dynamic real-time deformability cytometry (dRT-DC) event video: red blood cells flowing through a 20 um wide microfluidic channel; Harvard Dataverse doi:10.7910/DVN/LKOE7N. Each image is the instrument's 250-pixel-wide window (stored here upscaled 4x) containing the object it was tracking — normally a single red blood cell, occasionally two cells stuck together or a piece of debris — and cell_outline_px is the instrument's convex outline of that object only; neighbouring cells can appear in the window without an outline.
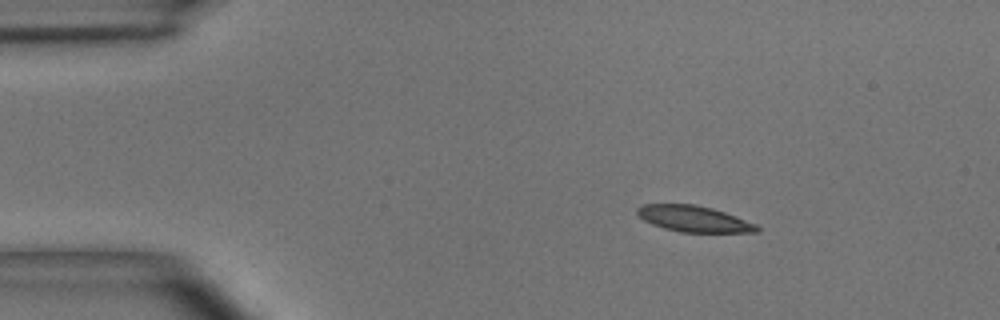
{"species": "common noctule bat (a hibernating species)", "species_latin": "Nyctalus noctula", "temperature_condition": "room temperature", "stored_images_in_passage": 42, "camera_frame_rate_fps": 3000, "um_per_image_px": 0.085, "animal": {"sex": "male", "body_mass_g": 15.6}, "frame": {"image": 1, "passage_image": 1, "time_ms": 0.0, "image_size_px": [1000, 320], "cell_outline_px": [[760, 232], [680, 232], [664, 228], [652, 224], [644, 220], [636, 212], [636, 208], [644, 204], [696, 204], [712, 208], [736, 216], [756, 224], [760, 228]], "centroid_in_image_um": [58.98, 18.6], "position_along_channel_um": 26.0, "area_um2": 18.15}}
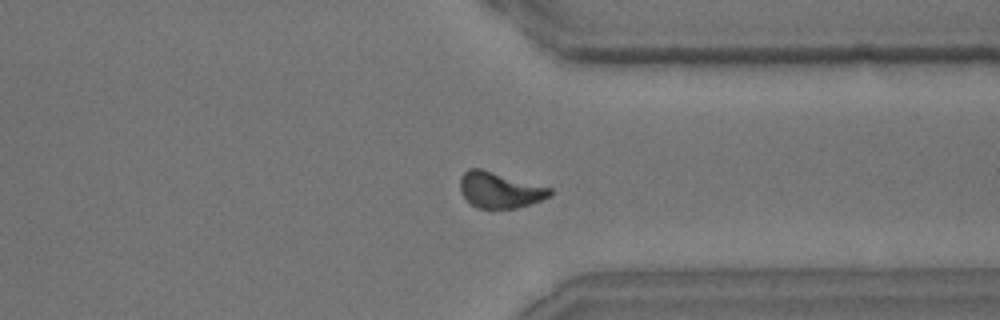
{"frame": {"image": 2, "passage_image": 31, "time_ms": 10.0, "image_size_px": [1000, 320], "cell_outline_px": [[552, 196], [532, 204], [516, 208], [476, 208], [460, 192], [460, 176], [468, 168], [480, 168], [552, 188]], "centroid_in_image_um": [42.49, 16.15], "position_along_channel_um": 368.9, "area_um2": 18.84}}
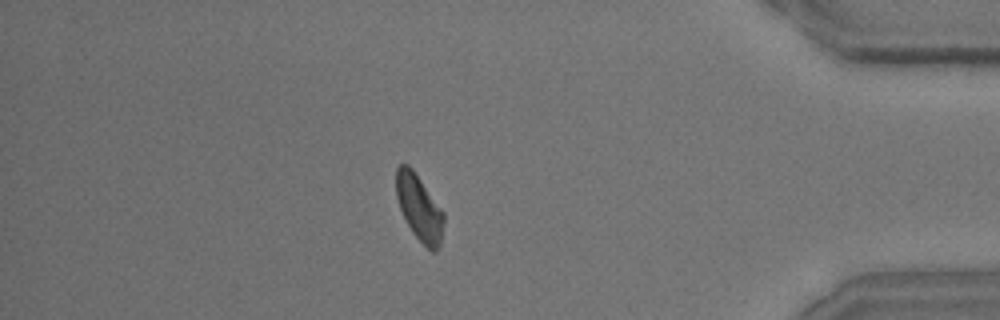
{"frame": {"image": 3, "passage_image": 36, "time_ms": 11.667, "image_size_px": [1000, 320], "cell_outline_px": [[444, 220], [440, 244], [432, 252], [412, 232], [400, 208], [396, 196], [396, 168], [400, 164], [408, 164], [412, 168], [444, 212]], "centroid_in_image_um": [35.63, 17.62], "position_along_channel_um": 399.6, "area_um2": 17.92}, "authors_computed_cell_mechanics": {"area_um2": 18.9006, "velocity_mm_per_s": 4.0541, "shape_relaxation_time_tau1_ms": 5.6213, "shape_relaxation_time_tau2_ms": 10.0233, "deformation_change_tau1": 0.1419, "deformation_change_tau2": 0.1966}}